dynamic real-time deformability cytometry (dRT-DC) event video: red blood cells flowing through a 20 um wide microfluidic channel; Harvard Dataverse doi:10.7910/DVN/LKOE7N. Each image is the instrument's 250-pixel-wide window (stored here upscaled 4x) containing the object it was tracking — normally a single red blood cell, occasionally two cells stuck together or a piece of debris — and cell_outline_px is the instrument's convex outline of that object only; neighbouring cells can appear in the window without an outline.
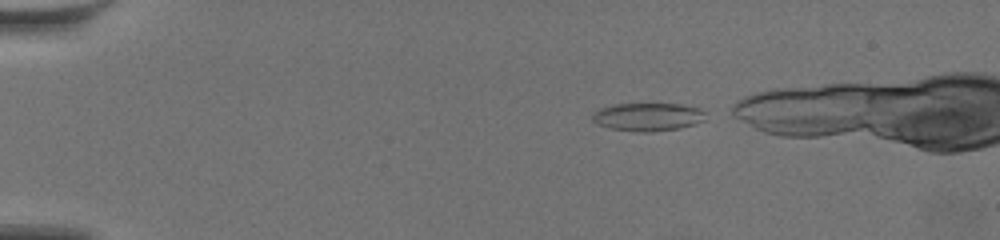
{"species": "common noctule bat (a hibernating species)", "species_latin": "Nyctalus noctula", "temperature_condition": "warm", "stored_images_in_passage": 43, "camera_frame_rate_fps": 3000, "um_per_image_px": 0.085, "animal": {"sex": "female", "body_mass_g": 19.5, "forearm_length_mm": 54.1}, "frame": {"image": 1, "passage_image": 1, "time_ms": 0.0, "image_size_px": [1000, 240], "cell_outline_px": [[708, 120], [696, 124], [680, 128], [652, 132], [636, 132], [612, 128], [596, 124], [592, 120], [592, 112], [600, 108], [612, 104], [680, 104], [700, 108], [708, 112]], "centroid_in_image_um": [55.13, 9.93], "position_along_channel_um": 29.9, "area_um2": 19.02}}
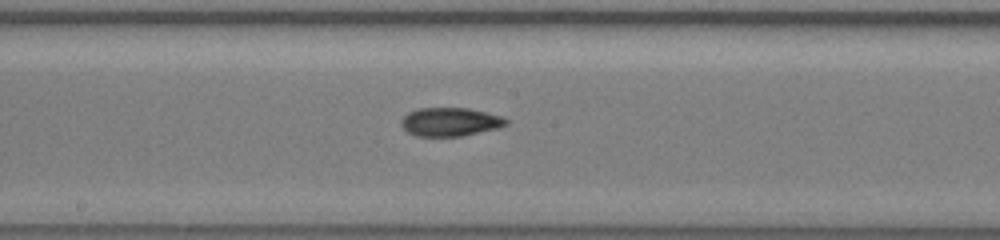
{"frame": {"image": 2, "passage_image": 23, "time_ms": 7.333, "image_size_px": [1000, 240], "cell_outline_px": [[508, 124], [496, 128], [460, 136], [416, 136], [408, 132], [400, 124], [400, 120], [408, 112], [420, 108], [468, 108], [500, 116], [508, 120]], "centroid_in_image_um": [38.22, 10.35], "position_along_channel_um": 210.0, "area_um2": 17.22}}
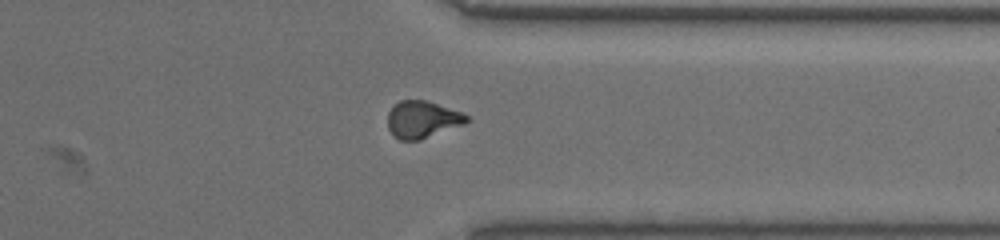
{"frame": {"image": 3, "passage_image": 37, "time_ms": 12.0, "image_size_px": [1000, 240], "cell_outline_px": [[468, 120], [464, 124], [420, 140], [400, 140], [392, 136], [388, 128], [388, 112], [400, 100], [424, 100], [460, 112], [468, 116]], "centroid_in_image_um": [35.86, 10.17], "position_along_channel_um": 375.5, "area_um2": 16.82}}